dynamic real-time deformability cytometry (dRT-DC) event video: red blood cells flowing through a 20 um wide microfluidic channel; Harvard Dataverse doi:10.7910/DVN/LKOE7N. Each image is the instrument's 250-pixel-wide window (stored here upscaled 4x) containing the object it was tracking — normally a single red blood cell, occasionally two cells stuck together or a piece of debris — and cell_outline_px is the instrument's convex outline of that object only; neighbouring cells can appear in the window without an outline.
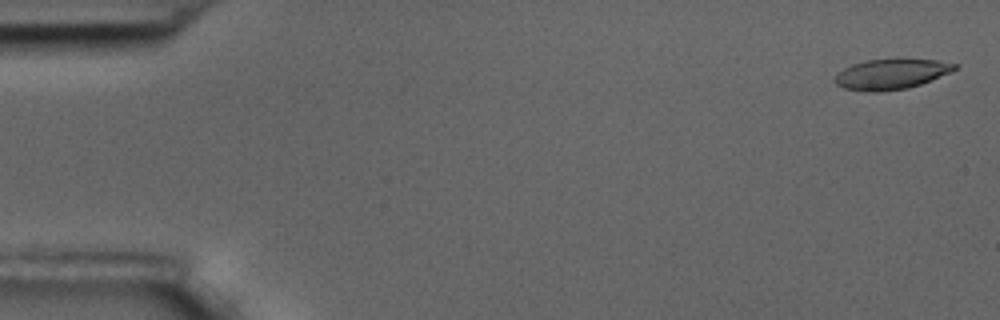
{"species": "common noctule bat (a hibernating species)", "species_latin": "Nyctalus noctula", "temperature_condition": "room temperature", "stored_images_in_passage": 11, "camera_frame_rate_fps": 3000, "um_per_image_px": 0.085, "animal": {"sex": "male", "body_mass_g": 17.5, "forearm_length_mm": 52.3}, "frame": {"image": 1, "passage_image": 2, "time_ms": 0.333, "image_size_px": [1000, 320], "cell_outline_px": [[960, 64], [952, 72], [920, 84], [908, 88], [876, 92], [864, 92], [844, 88], [836, 84], [832, 80], [844, 68], [852, 64], [868, 60], [896, 56], [936, 60]], "centroid_in_image_um": [75.78, 6.26], "position_along_channel_um": 9.2, "area_um2": 21.91}}